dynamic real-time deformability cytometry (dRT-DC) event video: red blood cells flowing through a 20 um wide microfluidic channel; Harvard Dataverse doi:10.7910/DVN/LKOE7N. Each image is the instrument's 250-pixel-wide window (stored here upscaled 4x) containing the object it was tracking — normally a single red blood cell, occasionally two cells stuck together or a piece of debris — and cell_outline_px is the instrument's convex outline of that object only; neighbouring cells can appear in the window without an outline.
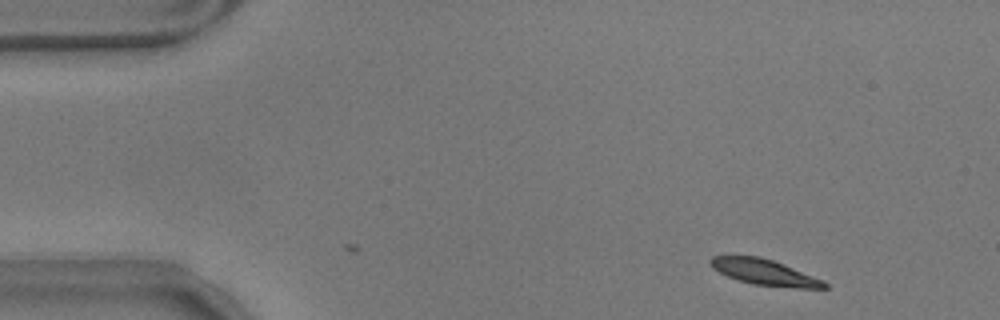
{"species": "common noctule bat (a hibernating species)", "species_latin": "Nyctalus noctula", "temperature_condition": "warm", "stored_images_in_passage": 3, "camera_frame_rate_fps": 3000, "um_per_image_px": 0.085, "animal": {"sex": "male", "body_mass_g": 17.9}, "frame": {"image": 1, "passage_image": 3, "time_ms": 0.667, "image_size_px": [1000, 320], "cell_outline_px": [[828, 288], [800, 288], [752, 284], [728, 276], [712, 268], [708, 260], [712, 256], [760, 256], [784, 264], [824, 280], [828, 284]], "centroid_in_image_um": [65.0, 23.13], "position_along_channel_um": 20.0, "area_um2": 16.99}}